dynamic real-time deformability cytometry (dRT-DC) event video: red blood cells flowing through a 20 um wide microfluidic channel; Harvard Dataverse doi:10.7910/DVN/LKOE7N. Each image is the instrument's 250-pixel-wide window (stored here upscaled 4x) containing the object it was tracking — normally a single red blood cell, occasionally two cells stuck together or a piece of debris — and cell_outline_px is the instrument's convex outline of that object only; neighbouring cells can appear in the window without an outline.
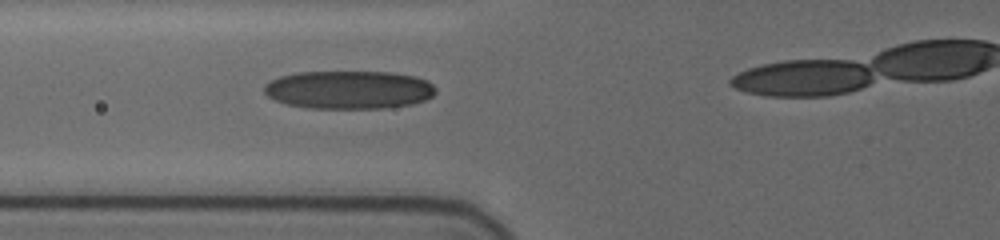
{"species": "human", "species_latin": "Homo sapiens", "temperature_condition": "cold", "stored_images_in_passage": 5, "camera_frame_rate_fps": 3000, "um_per_image_px": 0.085, "donor": {"sex": "female"}, "frame": {"image": 1, "passage_image": 4, "time_ms": 3.333, "image_size_px": [1000, 240], "cell_outline_px": [[436, 92], [432, 96], [424, 100], [412, 104], [384, 108], [308, 108], [288, 104], [276, 100], [268, 96], [264, 92], [264, 84], [280, 76], [300, 72], [392, 72], [412, 76], [424, 80], [432, 84], [436, 88]], "centroid_in_image_um": [29.65, 7.63], "position_along_channel_um": 96.1, "area_um2": 38.03}}